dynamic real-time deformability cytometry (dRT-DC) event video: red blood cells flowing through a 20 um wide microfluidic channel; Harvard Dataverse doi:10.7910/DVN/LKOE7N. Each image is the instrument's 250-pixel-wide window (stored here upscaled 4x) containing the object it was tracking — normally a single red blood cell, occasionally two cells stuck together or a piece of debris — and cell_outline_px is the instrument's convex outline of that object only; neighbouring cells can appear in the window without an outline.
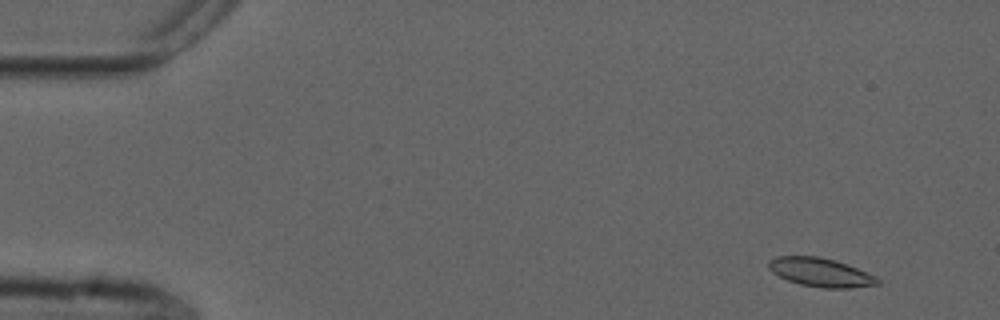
{"species": "common noctule bat (a hibernating species)", "species_latin": "Nyctalus noctula", "temperature_condition": "cold", "stored_images_in_passage": 51, "camera_frame_rate_fps": 3000, "um_per_image_px": 0.085, "animal": {"sex": "male", "forearm_length_mm": 52.5}, "frame": {"image": 1, "passage_image": 1, "time_ms": 0.0, "image_size_px": [1000, 320], "cell_outline_px": [[880, 284], [848, 288], [820, 288], [800, 284], [788, 280], [772, 272], [768, 268], [768, 260], [776, 256], [820, 256], [836, 260], [876, 276], [880, 280]], "centroid_in_image_um": [69.73, 23.14], "position_along_channel_um": 15.3, "area_um2": 18.26}}
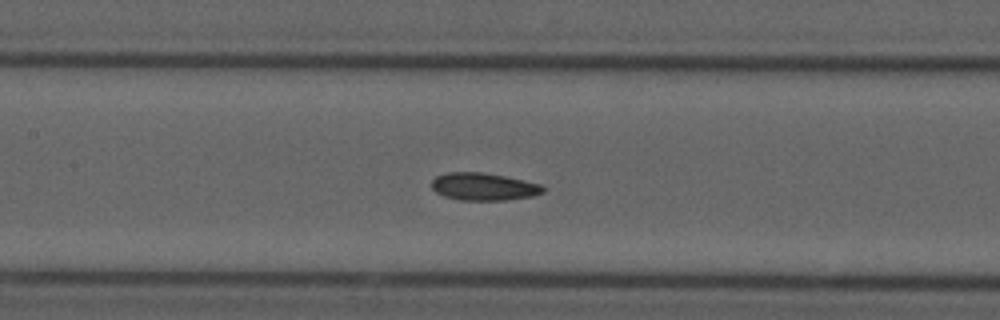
{"frame": {"image": 2, "passage_image": 22, "time_ms": 7.0, "image_size_px": [1000, 320], "cell_outline_px": [[548, 188], [544, 192], [532, 196], [504, 200], [460, 200], [444, 196], [436, 192], [432, 188], [432, 180], [436, 176], [448, 172], [480, 172], [504, 176], [540, 184]], "centroid_in_image_um": [41.12, 15.87], "position_along_channel_um": 166.3, "area_um2": 17.8}}
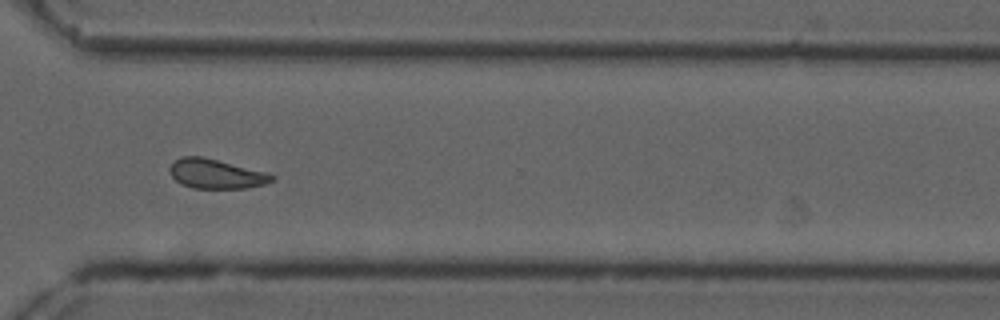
{"frame": {"image": 3, "passage_image": 37, "time_ms": 12.0, "image_size_px": [1000, 320], "cell_outline_px": [[276, 180], [264, 184], [248, 188], [192, 188], [180, 184], [168, 172], [168, 168], [180, 156], [200, 156], [268, 172], [276, 176]], "centroid_in_image_um": [18.38, 14.78], "position_along_channel_um": 352.2, "area_um2": 17.69}, "authors_computed_cell_mechanics": {"area_um2": 17.918, "velocity_mm_per_s": 3.7118, "shape_relaxation_time_tau1_ms": null, "shape_relaxation_time_tau2_ms": 2.9843, "deformation_change_tau1": null, "deformation_change_tau2": 0.0851}}